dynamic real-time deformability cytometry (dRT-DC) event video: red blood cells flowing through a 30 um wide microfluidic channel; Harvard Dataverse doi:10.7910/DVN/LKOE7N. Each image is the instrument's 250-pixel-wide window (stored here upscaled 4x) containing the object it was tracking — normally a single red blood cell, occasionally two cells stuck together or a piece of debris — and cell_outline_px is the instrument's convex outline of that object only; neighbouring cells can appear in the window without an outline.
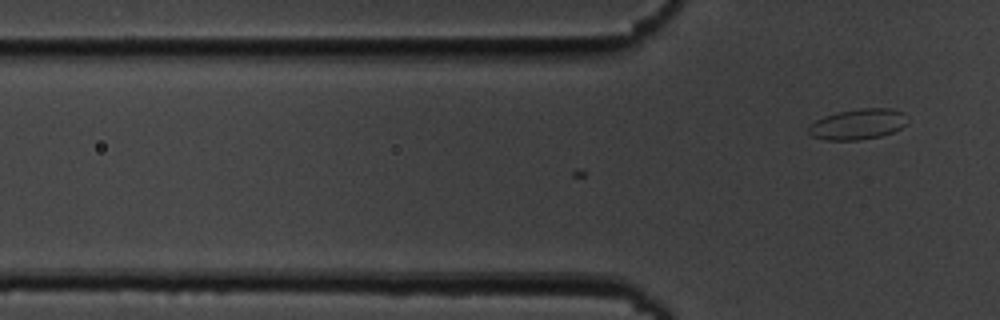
{"species": "common noctule bat (a hibernating species)", "species_latin": "Nyctalus noctula", "temperature_condition": "cold", "stored_images_in_passage": 3, "camera_frame_rate_fps": 3000, "um_per_image_px": 0.085, "animal": {"sex": "male", "body_mass_g": 19.5, "forearm_length_mm": 54.6}, "frame": {"image": 1, "passage_image": 3, "time_ms": 0.667, "image_size_px": [1000, 320], "cell_outline_px": [[908, 124], [892, 132], [880, 136], [860, 140], [824, 140], [812, 136], [808, 132], [808, 128], [816, 120], [824, 116], [836, 112], [860, 108], [888, 108], [904, 112]], "centroid_in_image_um": [72.92, 10.55], "position_along_channel_um": 52.9, "area_um2": 17.69}}